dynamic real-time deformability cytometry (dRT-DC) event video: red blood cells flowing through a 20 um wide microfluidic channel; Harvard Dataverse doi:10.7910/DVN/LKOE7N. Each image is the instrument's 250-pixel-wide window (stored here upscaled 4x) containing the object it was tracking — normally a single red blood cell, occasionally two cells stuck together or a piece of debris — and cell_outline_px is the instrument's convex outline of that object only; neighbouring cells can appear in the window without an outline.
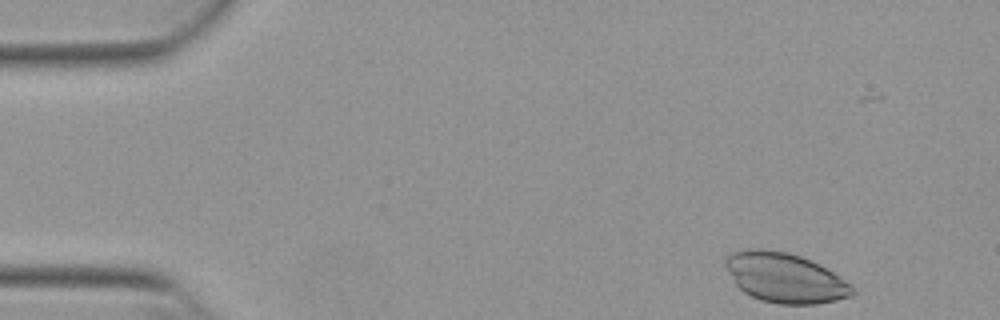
{"species": "Egyptian fruit bat (a non-hibernating species)", "species_latin": "Rousettus aegyptiacus", "temperature_condition": "warm", "stored_images_in_passage": 50, "camera_frame_rate_fps": 3000, "um_per_image_px": 0.085, "animal": {"sex": "female"}, "frame": {"image": 1, "passage_image": 1, "time_ms": 0.0, "image_size_px": [1000, 320], "cell_outline_px": [[856, 292], [848, 296], [836, 300], [816, 304], [780, 304], [760, 300], [744, 292], [736, 284], [724, 264], [724, 260], [732, 252], [748, 248], [760, 248], [788, 252], [800, 256], [832, 272], [856, 288]], "centroid_in_image_um": [66.69, 23.61], "position_along_channel_um": 18.3, "area_um2": 36.41}}